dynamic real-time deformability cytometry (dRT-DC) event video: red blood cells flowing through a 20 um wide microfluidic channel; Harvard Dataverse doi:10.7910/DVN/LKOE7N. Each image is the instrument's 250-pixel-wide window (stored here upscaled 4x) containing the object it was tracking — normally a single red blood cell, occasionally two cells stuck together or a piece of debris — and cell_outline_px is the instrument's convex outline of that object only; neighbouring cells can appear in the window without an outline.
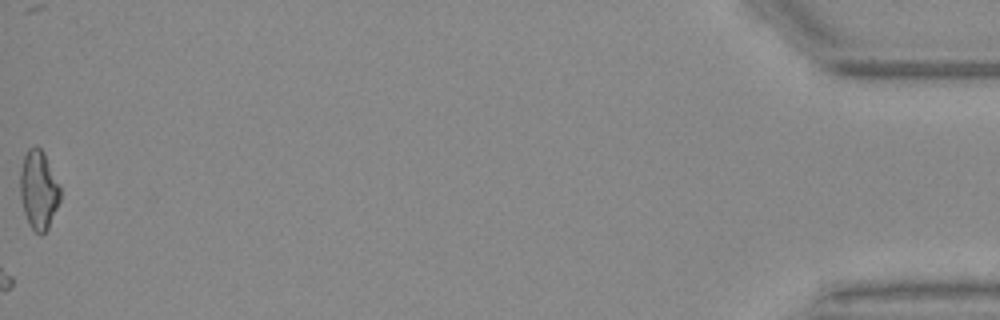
{"species": "Egyptian fruit bat (a non-hibernating species)", "species_latin": "Rousettus aegyptiacus", "temperature_condition": "warm", "stored_images_in_passage": 47, "camera_frame_rate_fps": 3000, "um_per_image_px": 0.085, "animal": {"sex": "female"}, "frame": {"image": 1, "passage_image": 47, "time_ms": 15.333, "image_size_px": [1000, 320], "cell_outline_px": [[60, 200], [48, 228], [40, 236], [28, 224], [24, 212], [20, 196], [20, 172], [24, 156], [28, 148], [36, 144], [44, 152], [60, 188]], "centroid_in_image_um": [3.27, 16.13], "position_along_channel_um": 431.9, "area_um2": 18.32}}